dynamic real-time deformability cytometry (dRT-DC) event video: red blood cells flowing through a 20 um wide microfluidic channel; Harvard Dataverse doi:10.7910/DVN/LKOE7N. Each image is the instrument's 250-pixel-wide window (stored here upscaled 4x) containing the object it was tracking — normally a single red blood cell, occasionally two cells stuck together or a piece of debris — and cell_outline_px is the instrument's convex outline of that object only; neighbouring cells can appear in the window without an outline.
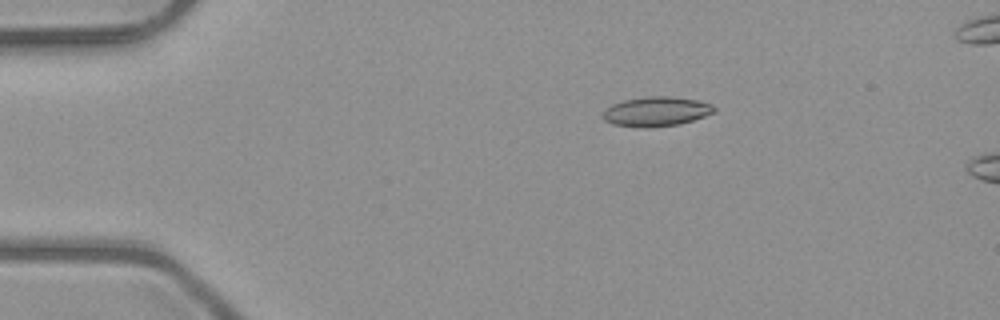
{"species": "common noctule bat (a hibernating species)", "species_latin": "Nyctalus noctula", "temperature_condition": "room temperature", "stored_images_in_passage": 5, "camera_frame_rate_fps": 3000, "um_per_image_px": 0.085, "animal": {"sex": "male", "body_mass_g": 23.1, "forearm_length_mm": 52.7}, "frame": {"image": 1, "passage_image": 1, "time_ms": 0.0, "image_size_px": [1000, 320], "cell_outline_px": [[716, 112], [680, 124], [644, 128], [612, 124], [604, 120], [600, 116], [604, 108], [612, 104], [624, 100], [648, 96], [668, 96], [696, 100], [712, 104], [716, 108]], "centroid_in_image_um": [55.74, 9.48], "position_along_channel_um": 29.3, "area_um2": 19.31}}